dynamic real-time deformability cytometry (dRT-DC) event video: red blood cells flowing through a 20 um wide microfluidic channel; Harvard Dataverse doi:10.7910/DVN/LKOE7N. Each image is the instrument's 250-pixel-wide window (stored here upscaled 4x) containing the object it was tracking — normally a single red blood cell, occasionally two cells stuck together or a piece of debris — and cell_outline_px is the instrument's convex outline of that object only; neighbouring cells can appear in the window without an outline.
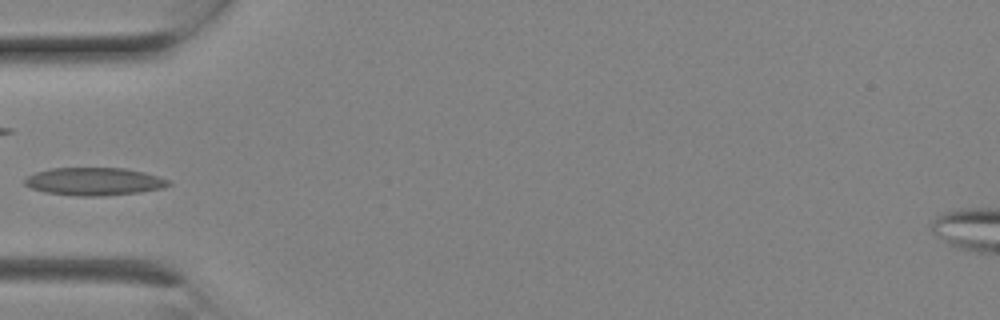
{"species": "Egyptian fruit bat (a non-hibernating species)", "species_latin": "Rousettus aegyptiacus", "temperature_condition": "room temperature", "stored_images_in_passage": 9, "camera_frame_rate_fps": 3000, "um_per_image_px": 0.085, "animal": {"sex": "female"}, "frame": {"image": 1, "passage_image": 7, "time_ms": 2.0, "image_size_px": [1000, 320], "cell_outline_px": [[172, 184], [164, 188], [140, 192], [100, 196], [80, 196], [48, 192], [32, 188], [24, 184], [24, 180], [28, 176], [36, 172], [52, 168], [124, 168], [144, 172], [160, 176], [168, 180]], "centroid_in_image_um": [8.05, 15.42], "position_along_channel_um": 76.9, "area_um2": 23.18}}
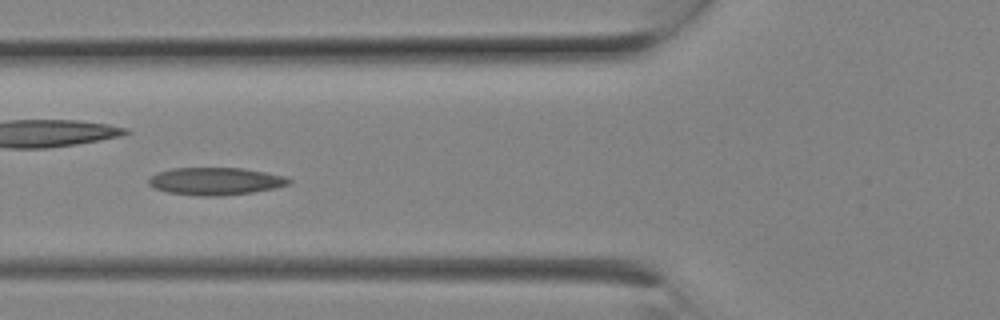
{"frame": {"image": 2, "passage_image": 8, "time_ms": 2.333, "image_size_px": [1000, 320], "cell_outline_px": [[292, 180], [288, 184], [276, 188], [252, 192], [220, 196], [196, 196], [168, 192], [156, 188], [148, 184], [148, 180], [156, 172], [172, 168], [244, 168], [284, 176]], "centroid_in_image_um": [18.3, 15.4], "position_along_channel_um": 107.5, "area_um2": 22.43}}